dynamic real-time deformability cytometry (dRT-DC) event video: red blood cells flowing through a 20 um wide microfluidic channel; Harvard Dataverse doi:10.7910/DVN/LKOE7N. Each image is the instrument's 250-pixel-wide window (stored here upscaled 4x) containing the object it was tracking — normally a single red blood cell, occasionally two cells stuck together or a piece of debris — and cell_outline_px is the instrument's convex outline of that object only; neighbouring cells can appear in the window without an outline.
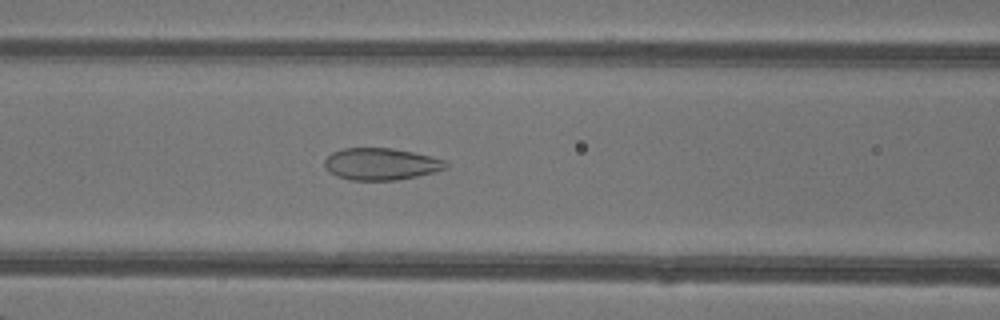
{"species": "common noctule bat (a hibernating species)", "species_latin": "Nyctalus noctula", "temperature_condition": "warm", "stored_images_in_passage": 47, "camera_frame_rate_fps": 3000, "um_per_image_px": 0.085, "animal": {"sex": "female"}, "frame": {"image": 1, "passage_image": 20, "time_ms": 6.333, "image_size_px": [1000, 320], "cell_outline_px": [[448, 168], [436, 172], [396, 180], [348, 180], [336, 176], [328, 172], [324, 168], [324, 160], [332, 152], [344, 148], [392, 148], [412, 152], [448, 160]], "centroid_in_image_um": [32.38, 13.95], "position_along_channel_um": 134.2, "area_um2": 22.83}}
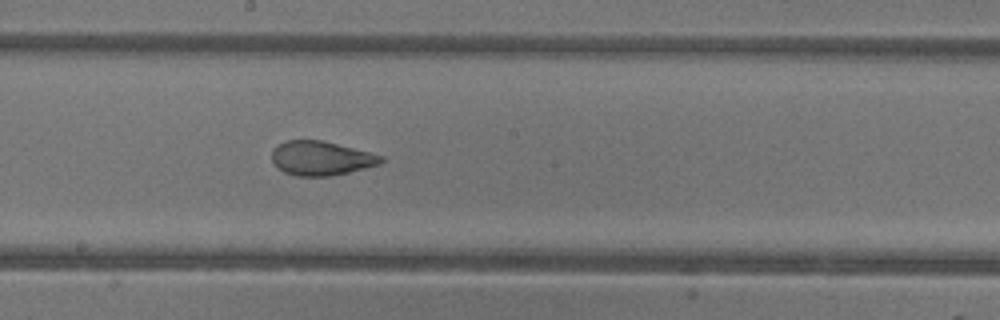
{"frame": {"image": 2, "passage_image": 26, "time_ms": 8.333, "image_size_px": [1000, 320], "cell_outline_px": [[384, 160], [380, 164], [348, 172], [328, 176], [296, 176], [284, 172], [272, 160], [272, 152], [280, 144], [288, 140], [320, 140], [384, 156]], "centroid_in_image_um": [27.3, 13.46], "position_along_channel_um": 220.9, "area_um2": 21.27}}
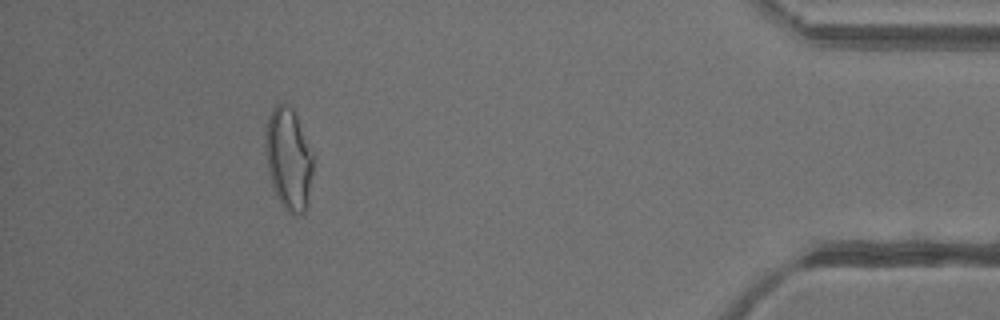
{"frame": {"image": 3, "passage_image": 43, "time_ms": 14.0, "image_size_px": [1000, 320], "cell_outline_px": [[312, 172], [308, 204], [304, 216], [292, 216], [284, 208], [276, 196], [268, 172], [264, 148], [264, 132], [268, 116], [272, 108], [280, 100], [292, 108], [296, 116], [312, 152]], "centroid_in_image_um": [24.5, 13.53], "position_along_channel_um": 410.7, "area_um2": 28.84}, "authors_computed_cell_mechanics": {"area_um2": 25.9522, "velocity_mm_per_s": 4.3338, "shape_relaxation_time_tau1_ms": null, "shape_relaxation_time_tau2_ms": 1.0343, "deformation_change_tau1": null, "deformation_change_tau2": 0.0849}}